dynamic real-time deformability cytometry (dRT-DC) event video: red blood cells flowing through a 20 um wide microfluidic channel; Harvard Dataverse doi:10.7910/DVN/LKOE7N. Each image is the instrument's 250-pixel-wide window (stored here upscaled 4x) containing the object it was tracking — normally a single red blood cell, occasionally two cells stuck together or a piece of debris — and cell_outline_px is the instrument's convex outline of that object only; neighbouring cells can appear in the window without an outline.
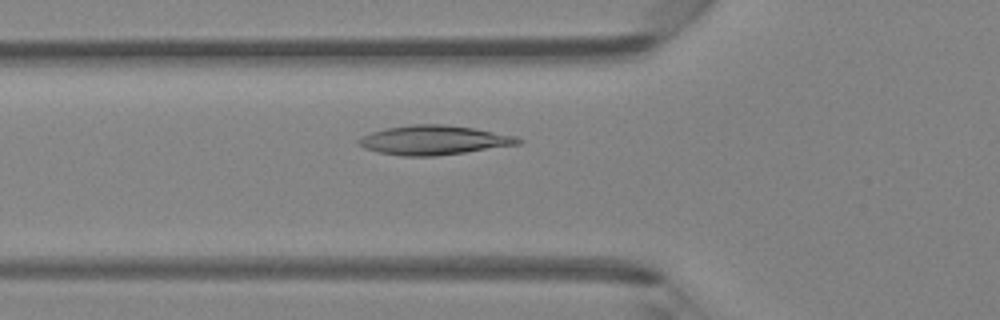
{"species": "Egyptian fruit bat (a non-hibernating species)", "species_latin": "Rousettus aegyptiacus", "temperature_condition": "room temperature", "stored_images_in_passage": 47, "camera_frame_rate_fps": 3000, "um_per_image_px": 0.085, "animal": {"sex": "female"}, "frame": {"image": 1, "passage_image": 17, "time_ms": 5.333, "image_size_px": [1000, 320], "cell_outline_px": [[524, 140], [520, 144], [436, 156], [400, 156], [380, 152], [364, 148], [356, 144], [356, 140], [360, 136], [372, 132], [388, 128], [412, 124], [444, 124], [472, 128], [516, 136]], "centroid_in_image_um": [36.84, 11.91], "position_along_channel_um": 89.0, "area_um2": 27.17}}
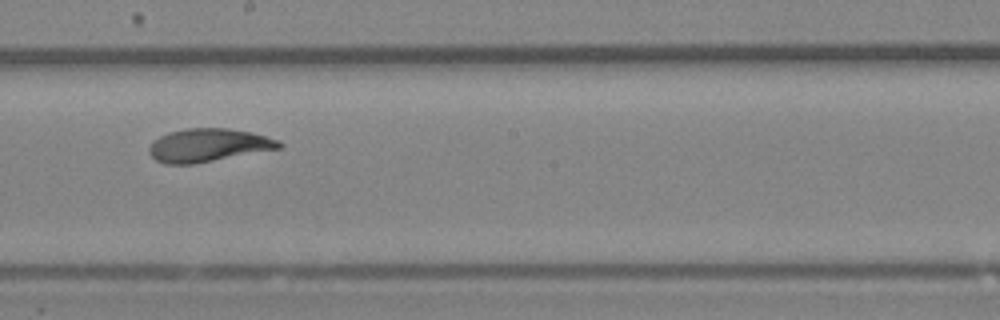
{"frame": {"image": 2, "passage_image": 27, "time_ms": 8.667, "image_size_px": [1000, 320], "cell_outline_px": [[284, 144], [280, 148], [192, 164], [164, 164], [156, 160], [148, 152], [148, 148], [152, 140], [168, 132], [188, 128], [228, 128], [252, 132], [280, 140]], "centroid_in_image_um": [17.68, 12.33], "position_along_channel_um": 230.5, "area_um2": 25.14}}
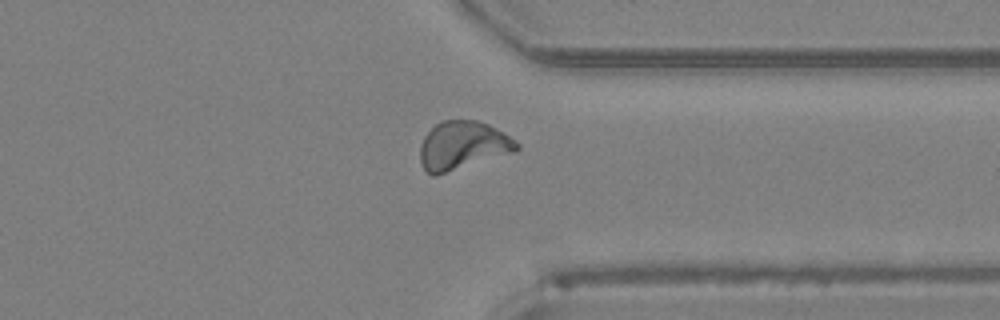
{"frame": {"image": 3, "passage_image": 37, "time_ms": 12.0, "image_size_px": [1000, 320], "cell_outline_px": [[520, 148], [516, 152], [436, 176], [432, 176], [420, 164], [420, 144], [424, 136], [440, 120], [476, 120], [488, 124], [504, 132], [516, 140], [520, 144]], "centroid_in_image_um": [39.35, 12.38], "position_along_channel_um": 372.1, "area_um2": 27.63}, "authors_computed_cell_mechanics": {"area_um2": 25.8944, "velocity_mm_per_s": 4.2721, "shape_relaxation_time_tau1_ms": 5.2158, "shape_relaxation_time_tau2_ms": 1.8578, "deformation_change_tau1": 0.1948, "deformation_change_tau2": 0.075}}